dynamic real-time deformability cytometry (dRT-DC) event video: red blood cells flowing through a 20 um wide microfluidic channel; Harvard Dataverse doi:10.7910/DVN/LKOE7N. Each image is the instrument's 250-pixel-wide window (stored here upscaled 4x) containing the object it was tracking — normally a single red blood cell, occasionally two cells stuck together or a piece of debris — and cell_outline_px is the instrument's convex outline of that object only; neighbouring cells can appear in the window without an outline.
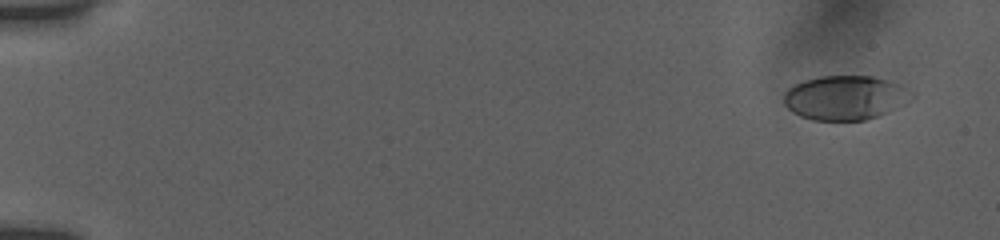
{"species": "human", "species_latin": "Homo sapiens", "temperature_condition": "room temperature", "stored_images_in_passage": 47, "camera_frame_rate_fps": 3000, "um_per_image_px": 0.085, "donor": {"sex": "female"}, "frame": {"image": 1, "passage_image": 4, "time_ms": 1.0, "image_size_px": [1000, 240], "cell_outline_px": [[916, 96], [912, 100], [904, 104], [876, 116], [864, 120], [812, 120], [800, 116], [792, 112], [784, 104], [784, 92], [788, 88], [804, 80], [820, 76], [872, 76], [900, 84], [916, 92]], "centroid_in_image_um": [71.87, 8.3], "position_along_channel_um": 13.1, "area_um2": 33.12}}
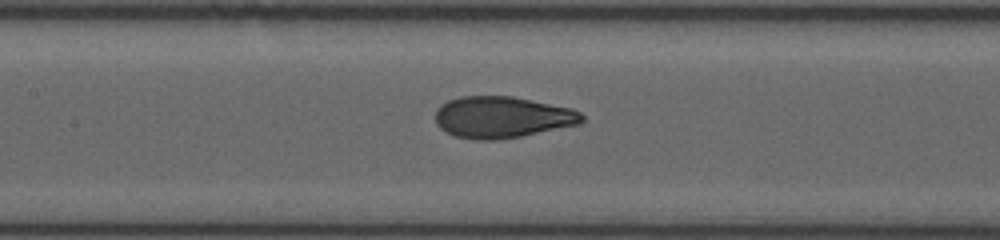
{"frame": {"image": 2, "passage_image": 28, "time_ms": 9.0, "image_size_px": [1000, 240], "cell_outline_px": [[584, 120], [580, 124], [520, 136], [496, 140], [476, 140], [456, 136], [440, 128], [436, 124], [436, 108], [440, 104], [448, 100], [460, 96], [512, 96], [572, 108], [580, 112], [584, 116]], "centroid_in_image_um": [42.67, 9.95], "position_along_channel_um": 164.7, "area_um2": 35.49}}
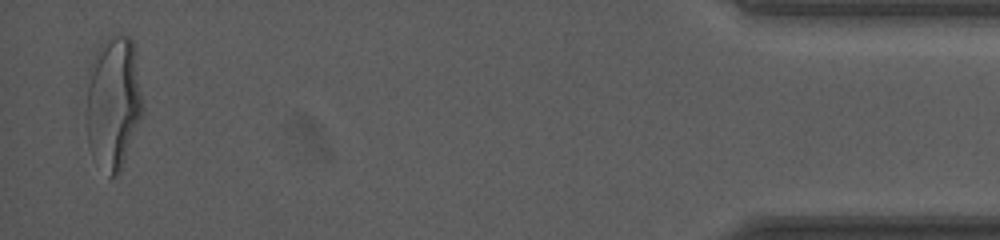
{"frame": {"image": 3, "passage_image": 47, "time_ms": 17.667, "image_size_px": [1000, 240], "cell_outline_px": [[144, 108], [120, 172], [116, 176], [108, 176], [92, 156], [88, 148], [88, 68], [100, 44], [108, 36], [128, 36], [132, 40]], "centroid_in_image_um": [9.63, 8.74], "position_along_channel_um": 425.6, "area_um2": 43.18}, "authors_computed_cell_mechanics": {"area_um2": 34.5644, "velocity_mm_per_s": 3.8616, "shape_relaxation_time_tau1_ms": 3.9001, "shape_relaxation_time_tau2_ms": 0.7584, "deformation_change_tau1": 0.1919, "deformation_change_tau2": 0.0633}}